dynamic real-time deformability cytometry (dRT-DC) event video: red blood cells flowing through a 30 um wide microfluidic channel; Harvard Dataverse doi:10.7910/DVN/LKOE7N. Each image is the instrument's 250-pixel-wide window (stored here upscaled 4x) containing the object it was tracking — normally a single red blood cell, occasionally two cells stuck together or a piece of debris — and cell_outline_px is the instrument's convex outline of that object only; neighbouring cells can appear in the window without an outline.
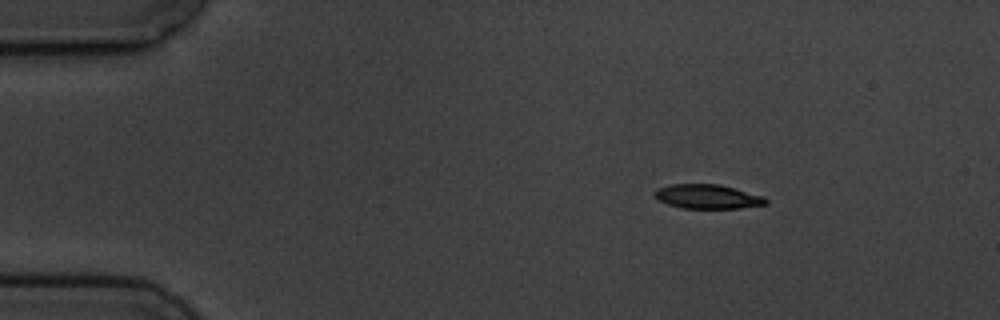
{"species": "common noctule bat (a hibernating species)", "species_latin": "Nyctalus noctula", "temperature_condition": "cold", "stored_images_in_passage": 4, "camera_frame_rate_fps": 3000, "um_per_image_px": 0.085, "animal": {"sex": "male", "body_mass_g": 19.5, "forearm_length_mm": 54.6}, "frame": {"image": 1, "passage_image": 1, "time_ms": 0.0, "image_size_px": [1000, 320], "cell_outline_px": [[768, 204], [740, 208], [680, 208], [668, 204], [652, 196], [652, 192], [656, 188], [672, 184], [720, 184], [764, 196], [768, 200]], "centroid_in_image_um": [60.12, 16.7], "position_along_channel_um": 24.9, "area_um2": 15.9}}
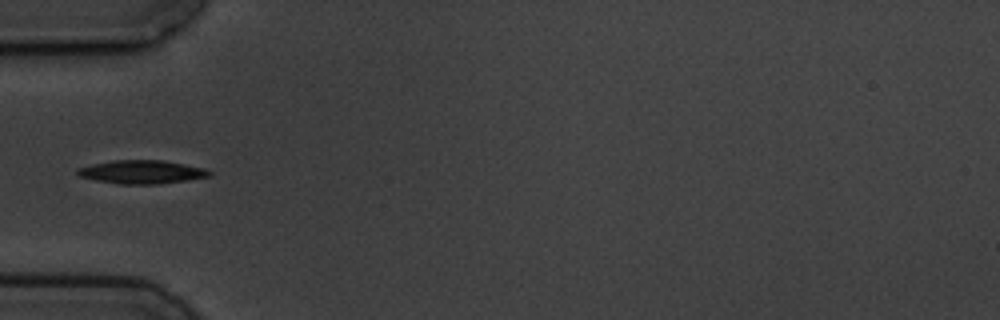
{"frame": {"image": 2, "passage_image": 4, "time_ms": 3.333, "image_size_px": [1000, 320], "cell_outline_px": [[212, 172], [208, 176], [188, 180], [156, 184], [120, 184], [96, 180], [76, 176], [76, 168], [92, 164], [112, 160], [164, 160], [204, 168]], "centroid_in_image_um": [11.99, 14.61], "position_along_channel_um": 73.0, "area_um2": 18.03}}